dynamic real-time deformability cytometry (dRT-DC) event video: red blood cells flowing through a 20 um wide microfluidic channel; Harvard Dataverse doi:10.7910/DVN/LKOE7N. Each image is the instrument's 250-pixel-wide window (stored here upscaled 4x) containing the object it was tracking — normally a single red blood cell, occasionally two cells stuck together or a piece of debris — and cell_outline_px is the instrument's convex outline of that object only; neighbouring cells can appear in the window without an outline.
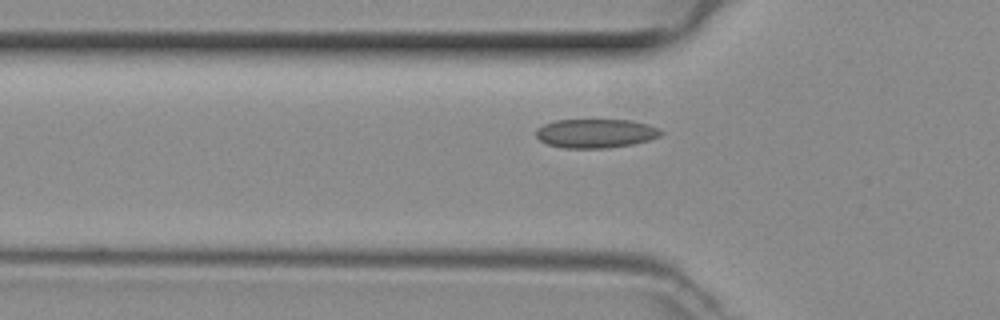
{"species": "common noctule bat (a hibernating species)", "species_latin": "Nyctalus noctula", "temperature_condition": "room temperature", "stored_images_in_passage": 36, "camera_frame_rate_fps": 3000, "um_per_image_px": 0.085, "animal": {"sex": "female", "body_mass_g": 29.2, "forearm_length_mm": 56.3}, "frame": {"image": 1, "passage_image": 6, "time_ms": 1.667, "image_size_px": [1000, 320], "cell_outline_px": [[664, 132], [660, 136], [648, 140], [632, 144], [608, 148], [564, 148], [548, 144], [540, 140], [536, 136], [536, 128], [544, 124], [556, 120], [628, 120], [648, 124], [660, 128]], "centroid_in_image_um": [50.64, 11.33], "position_along_channel_um": 75.2, "area_um2": 21.1}}
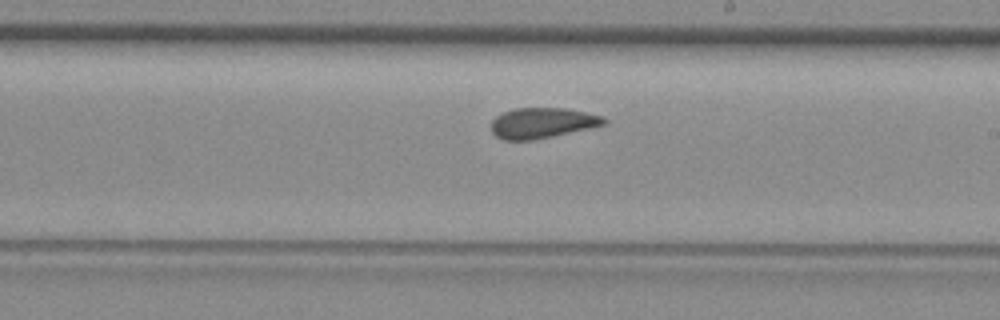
{"frame": {"image": 2, "passage_image": 18, "time_ms": 5.667, "image_size_px": [1000, 320], "cell_outline_px": [[608, 120], [604, 124], [588, 128], [552, 136], [532, 140], [504, 140], [496, 136], [492, 132], [492, 120], [496, 116], [504, 112], [516, 108], [564, 108], [588, 112], [604, 116]], "centroid_in_image_um": [46.1, 10.44], "position_along_channel_um": 242.9, "area_um2": 19.88}}
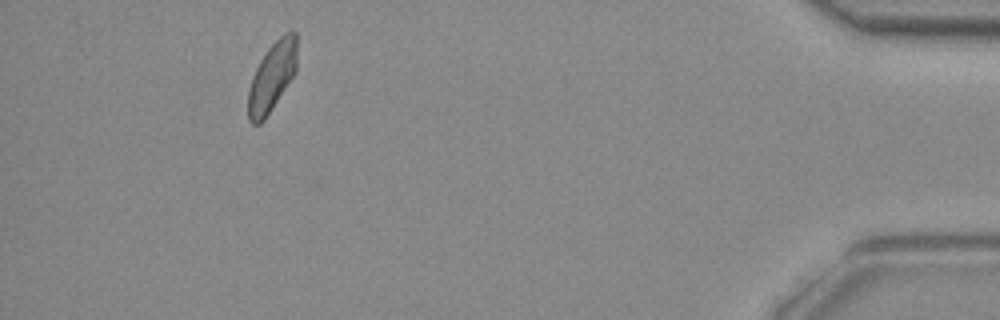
{"frame": {"image": 3, "passage_image": 35, "time_ms": 11.333, "image_size_px": [1000, 320], "cell_outline_px": [[296, 72], [264, 120], [260, 124], [252, 124], [248, 120], [248, 88], [252, 76], [260, 60], [268, 48], [284, 32], [296, 32]], "centroid_in_image_um": [23.1, 6.54], "position_along_channel_um": 412.1, "area_um2": 19.59}}